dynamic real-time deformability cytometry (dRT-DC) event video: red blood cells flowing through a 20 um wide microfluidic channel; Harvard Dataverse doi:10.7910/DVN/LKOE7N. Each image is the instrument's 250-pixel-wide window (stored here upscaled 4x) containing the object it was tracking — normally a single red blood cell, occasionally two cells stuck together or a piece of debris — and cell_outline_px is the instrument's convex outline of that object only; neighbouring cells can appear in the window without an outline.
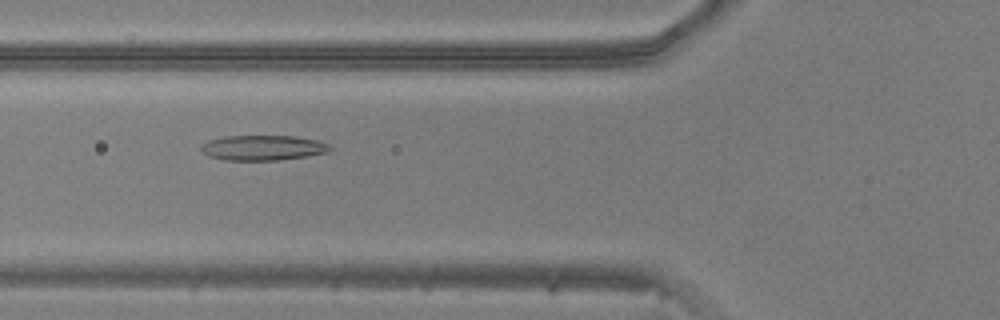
{"species": "common noctule bat (a hibernating species)", "species_latin": "Nyctalus noctula", "temperature_condition": "warm", "stored_images_in_passage": 49, "camera_frame_rate_fps": 3000, "um_per_image_px": 0.085, "animal": {"sex": "male", "body_mass_g": 20.5, "forearm_length_mm": 52.5}, "frame": {"image": 1, "passage_image": 18, "time_ms": 5.667, "image_size_px": [1000, 320], "cell_outline_px": [[332, 148], [328, 152], [308, 156], [280, 160], [228, 160], [208, 156], [200, 148], [200, 144], [208, 140], [224, 136], [292, 136], [316, 140], [328, 144]], "centroid_in_image_um": [22.33, 12.56], "position_along_channel_um": 103.5, "area_um2": 18.84}}
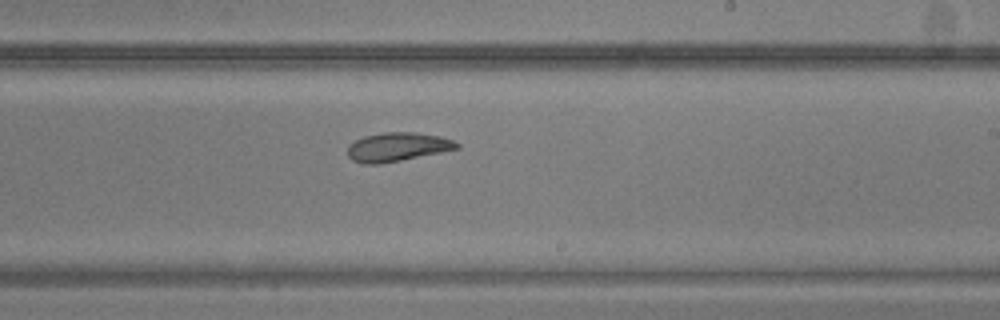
{"frame": {"image": 2, "passage_image": 29, "time_ms": 9.333, "image_size_px": [1000, 320], "cell_outline_px": [[460, 148], [400, 160], [376, 164], [364, 164], [352, 160], [348, 156], [348, 148], [356, 140], [364, 136], [384, 132], [412, 132], [440, 136], [452, 140], [460, 144]], "centroid_in_image_um": [33.78, 12.48], "position_along_channel_um": 255.2, "area_um2": 18.03}}
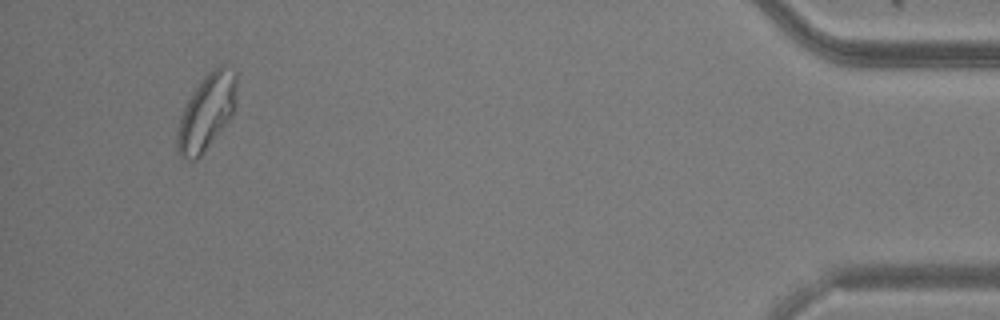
{"frame": {"image": 3, "passage_image": 46, "time_ms": 15.0, "image_size_px": [1000, 320], "cell_outline_px": [[236, 88], [232, 116], [200, 156], [196, 160], [188, 160], [180, 156], [176, 152], [176, 136], [180, 120], [184, 108], [188, 100], [196, 88], [208, 72], [212, 68], [220, 64], [224, 64], [236, 72]], "centroid_in_image_um": [17.55, 9.53], "position_along_channel_um": 417.7, "area_um2": 25.84}}